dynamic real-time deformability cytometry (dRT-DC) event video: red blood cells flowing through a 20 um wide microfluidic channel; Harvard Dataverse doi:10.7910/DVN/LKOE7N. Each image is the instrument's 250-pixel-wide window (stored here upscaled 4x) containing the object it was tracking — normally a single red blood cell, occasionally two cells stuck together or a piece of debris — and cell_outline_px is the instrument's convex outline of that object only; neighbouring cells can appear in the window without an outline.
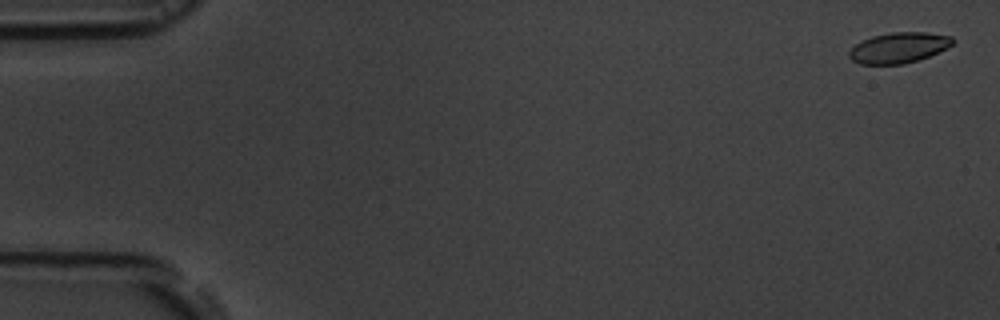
{"species": "common noctule bat (a hibernating species)", "species_latin": "Nyctalus noctula", "temperature_condition": "room temperature", "stored_images_in_passage": 6, "camera_frame_rate_fps": 3000, "um_per_image_px": 0.085, "animal": {"sex": "male", "body_mass_g": 19.5, "forearm_length_mm": 54.6}, "frame": {"image": 1, "passage_image": 1, "time_ms": 0.0, "image_size_px": [1000, 320], "cell_outline_px": [[956, 40], [952, 44], [928, 56], [904, 64], [860, 64], [852, 60], [848, 56], [848, 52], [856, 44], [872, 36], [892, 32], [924, 32], [952, 36]], "centroid_in_image_um": [76.37, 4.05], "position_along_channel_um": 8.6, "area_um2": 18.21}}
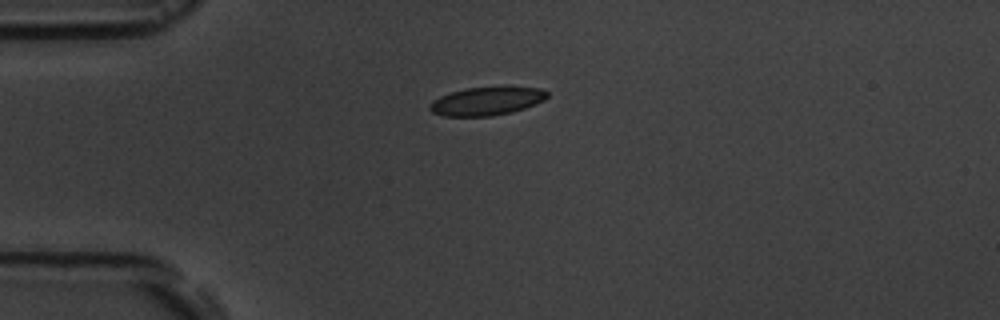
{"frame": {"image": 2, "passage_image": 4, "time_ms": 4.333, "image_size_px": [1000, 320], "cell_outline_px": [[548, 96], [544, 100], [536, 104], [512, 112], [492, 116], [444, 116], [432, 112], [428, 108], [428, 104], [432, 100], [440, 96], [464, 88], [540, 88], [548, 92]], "centroid_in_image_um": [41.32, 8.62], "position_along_channel_um": 43.7, "area_um2": 19.13}}
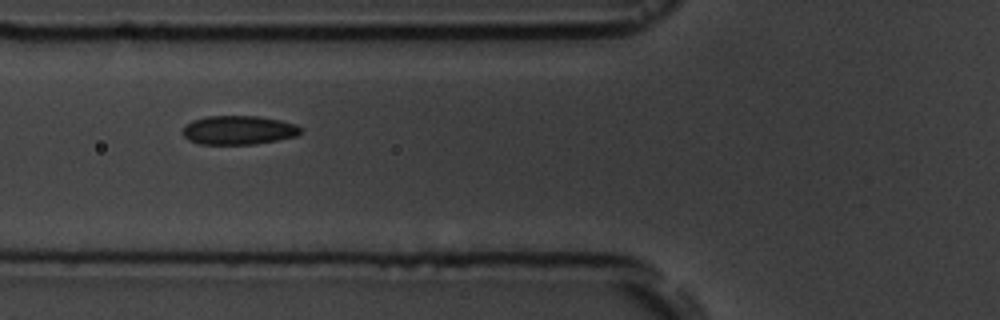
{"frame": {"image": 3, "passage_image": 6, "time_ms": 6.667, "image_size_px": [1000, 320], "cell_outline_px": [[304, 132], [296, 136], [276, 140], [252, 144], [200, 144], [188, 140], [180, 132], [184, 124], [192, 120], [208, 116], [256, 116], [280, 120], [296, 124]], "centroid_in_image_um": [20.23, 11.05], "position_along_channel_um": 105.6, "area_um2": 20.0}}